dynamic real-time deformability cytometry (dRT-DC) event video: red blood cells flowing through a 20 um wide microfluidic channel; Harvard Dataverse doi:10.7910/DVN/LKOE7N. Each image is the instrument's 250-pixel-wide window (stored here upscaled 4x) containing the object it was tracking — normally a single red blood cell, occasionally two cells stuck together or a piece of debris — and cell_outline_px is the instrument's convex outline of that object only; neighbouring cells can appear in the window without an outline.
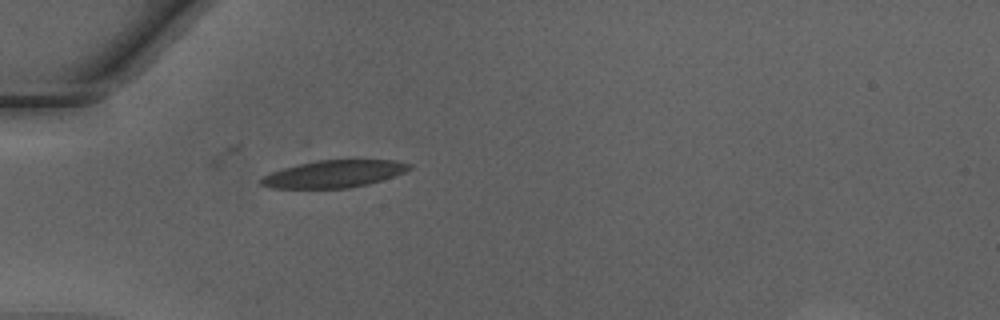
{"species": "Egyptian fruit bat (a non-hibernating species)", "species_latin": "Rousettus aegyptiacus", "temperature_condition": "warm", "stored_images_in_passage": 29, "camera_frame_rate_fps": 3000, "um_per_image_px": 0.085, "animal": {"sex": "male"}, "frame": {"image": 1, "passage_image": 1, "time_ms": 0.0, "image_size_px": [1000, 320], "cell_outline_px": [[412, 168], [404, 172], [368, 184], [352, 188], [268, 188], [260, 184], [260, 180], [264, 176], [272, 172], [284, 168], [316, 160], [396, 160], [412, 164]], "centroid_in_image_um": [28.39, 14.78], "position_along_channel_um": 56.6, "area_um2": 23.41}}
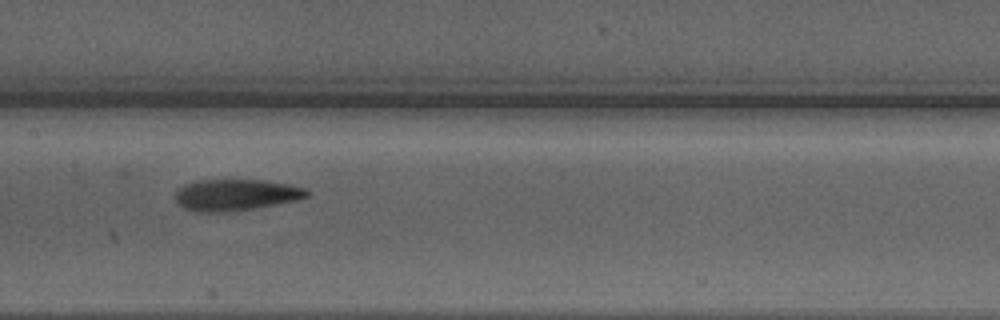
{"frame": {"image": 2, "passage_image": 11, "time_ms": 3.333, "image_size_px": [1000, 320], "cell_outline_px": [[308, 196], [296, 200], [252, 208], [224, 212], [196, 212], [184, 208], [176, 200], [176, 192], [184, 184], [200, 180], [260, 180], [288, 184], [308, 188]], "centroid_in_image_um": [20.04, 16.56], "position_along_channel_um": 187.4, "area_um2": 23.76}}
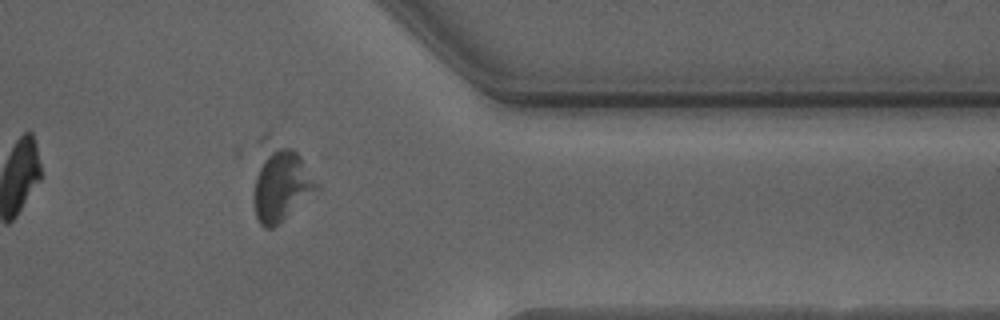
{"frame": {"image": 3, "passage_image": 26, "time_ms": 8.333, "image_size_px": [1000, 320], "cell_outline_px": [[320, 188], [272, 228], [264, 228], [256, 220], [252, 200], [252, 192], [260, 136], [264, 132], [268, 132], [292, 148], [300, 156], [320, 184]], "centroid_in_image_um": [23.76, 15.42], "position_along_channel_um": 387.6, "area_um2": 29.54}, "authors_computed_cell_mechanics": {"area_um2": 23.8714, "velocity_mm_per_s": 4.2182, "shape_relaxation_time_tau1_ms": 4.9152, "shape_relaxation_time_tau2_ms": 2.2685, "deformation_change_tau1": 0.1554, "deformation_change_tau2": 0.1075}}